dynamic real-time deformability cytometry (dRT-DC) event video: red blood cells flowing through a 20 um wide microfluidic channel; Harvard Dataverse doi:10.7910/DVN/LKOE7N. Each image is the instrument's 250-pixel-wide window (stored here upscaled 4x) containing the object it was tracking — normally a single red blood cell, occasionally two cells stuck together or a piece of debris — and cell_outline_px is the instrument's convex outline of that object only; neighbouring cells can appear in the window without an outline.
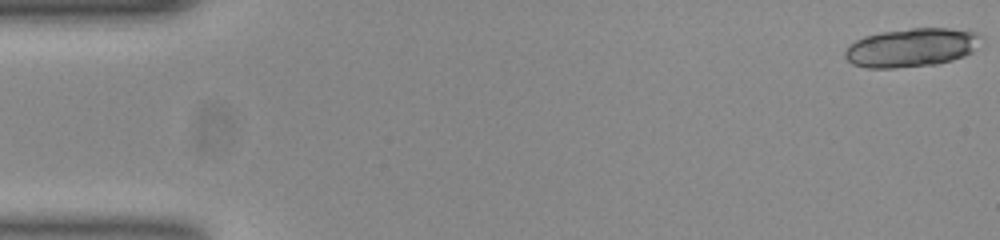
{"species": "common noctule bat (a hibernating species)", "species_latin": "Nyctalus noctula", "temperature_condition": "room temperature", "stored_images_in_passage": 22, "camera_frame_rate_fps": 3000, "um_per_image_px": 0.085, "animal": {"sex": "female", "body_mass_g": 23.0, "forearm_length_mm": 53.4}, "frame": {"image": 1, "passage_image": 1, "time_ms": 0.0, "image_size_px": [1000, 240], "cell_outline_px": [[984, 44], [972, 52], [964, 56], [952, 60], [936, 64], [896, 68], [868, 68], [852, 64], [844, 56], [844, 52], [848, 44], [864, 36], [880, 32], [912, 28], [948, 28], [976, 32], [984, 36]], "centroid_in_image_um": [77.53, 4.04], "position_along_channel_um": 7.5, "area_um2": 31.21}}